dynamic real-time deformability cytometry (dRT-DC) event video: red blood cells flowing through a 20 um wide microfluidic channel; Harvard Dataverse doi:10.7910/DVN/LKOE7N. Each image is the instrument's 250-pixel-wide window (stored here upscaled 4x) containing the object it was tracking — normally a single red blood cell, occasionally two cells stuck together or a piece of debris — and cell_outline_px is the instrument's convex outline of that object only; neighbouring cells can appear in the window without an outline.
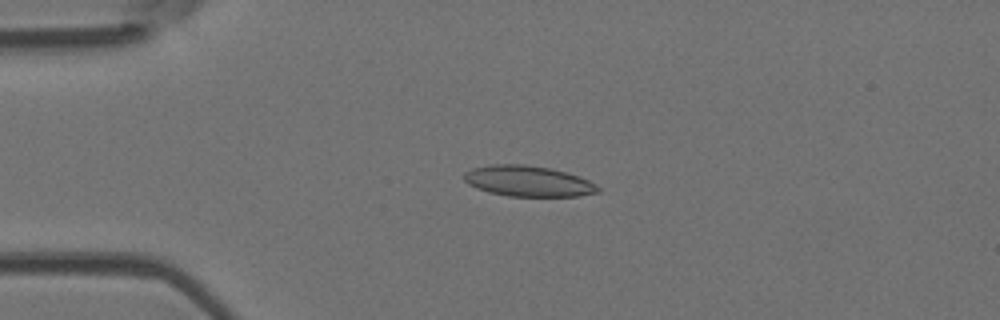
{"species": "Egyptian fruit bat (a non-hibernating species)", "species_latin": "Rousettus aegyptiacus", "temperature_condition": "room temperature", "stored_images_in_passage": 7, "camera_frame_rate_fps": 3000, "um_per_image_px": 0.085, "animal": {"sex": "female"}, "frame": {"image": 1, "passage_image": 4, "time_ms": 3.333, "image_size_px": [1000, 320], "cell_outline_px": [[600, 192], [580, 196], [508, 196], [488, 192], [476, 188], [468, 184], [464, 180], [464, 172], [472, 168], [492, 164], [524, 164], [548, 168], [564, 172], [588, 180], [596, 184], [600, 188]], "centroid_in_image_um": [44.86, 15.4], "position_along_channel_um": 40.1, "area_um2": 23.93}}
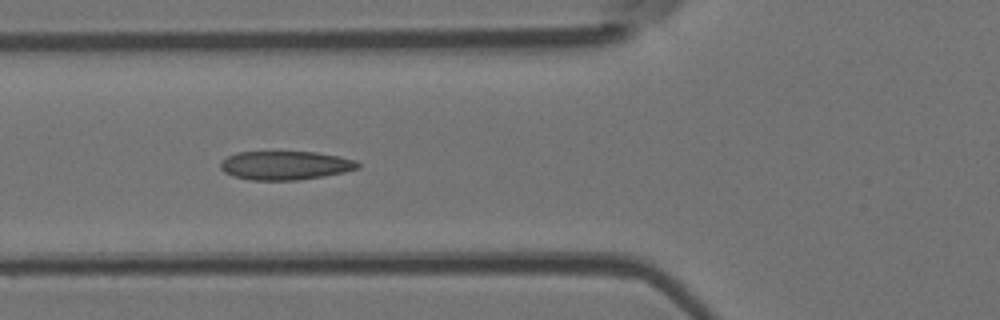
{"frame": {"image": 2, "passage_image": 6, "time_ms": 5.667, "image_size_px": [1000, 320], "cell_outline_px": [[360, 168], [344, 172], [324, 176], [296, 180], [248, 180], [232, 176], [224, 172], [220, 168], [220, 164], [228, 156], [236, 152], [316, 152], [340, 156], [356, 160], [360, 164]], "centroid_in_image_um": [24.26, 14.06], "position_along_channel_um": 101.5, "area_um2": 23.12}}
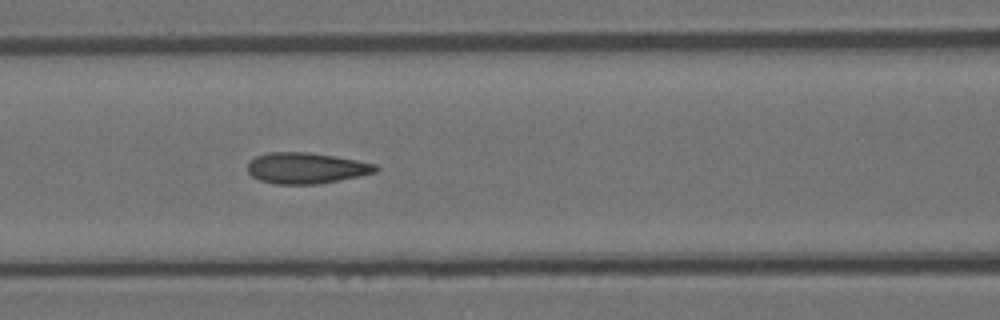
{"frame": {"image": 3, "passage_image": 7, "time_ms": 6.667, "image_size_px": [1000, 320], "cell_outline_px": [[380, 168], [376, 172], [360, 176], [340, 180], [316, 184], [276, 184], [260, 180], [252, 176], [248, 172], [248, 160], [256, 156], [268, 152], [308, 152], [336, 156], [376, 164]], "centroid_in_image_um": [26.02, 14.28], "position_along_channel_um": 140.6, "area_um2": 23.24}}